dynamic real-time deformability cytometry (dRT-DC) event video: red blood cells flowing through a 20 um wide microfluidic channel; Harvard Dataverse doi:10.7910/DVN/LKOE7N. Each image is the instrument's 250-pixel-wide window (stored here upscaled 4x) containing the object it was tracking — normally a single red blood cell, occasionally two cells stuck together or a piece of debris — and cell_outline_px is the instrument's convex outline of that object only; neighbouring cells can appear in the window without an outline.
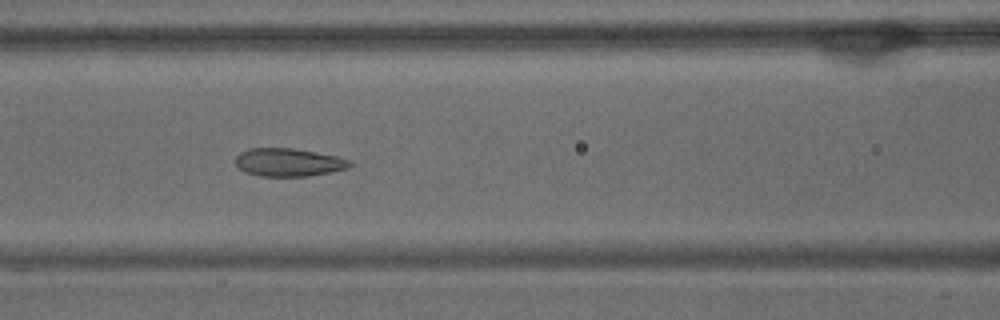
{"species": "common noctule bat (a hibernating species)", "species_latin": "Nyctalus noctula", "temperature_condition": "warm", "stored_images_in_passage": 26, "camera_frame_rate_fps": 3000, "um_per_image_px": 0.085, "animal": {"sex": "male", "body_mass_g": 15.6}, "frame": {"image": 1, "passage_image": 22, "time_ms": 7.0, "image_size_px": [1000, 320], "cell_outline_px": [[352, 164], [348, 168], [308, 176], [260, 176], [244, 172], [236, 164], [236, 156], [240, 152], [252, 148], [292, 148], [316, 152], [336, 156], [352, 160]], "centroid_in_image_um": [24.53, 13.79], "position_along_channel_um": 142.1, "area_um2": 18.61}}